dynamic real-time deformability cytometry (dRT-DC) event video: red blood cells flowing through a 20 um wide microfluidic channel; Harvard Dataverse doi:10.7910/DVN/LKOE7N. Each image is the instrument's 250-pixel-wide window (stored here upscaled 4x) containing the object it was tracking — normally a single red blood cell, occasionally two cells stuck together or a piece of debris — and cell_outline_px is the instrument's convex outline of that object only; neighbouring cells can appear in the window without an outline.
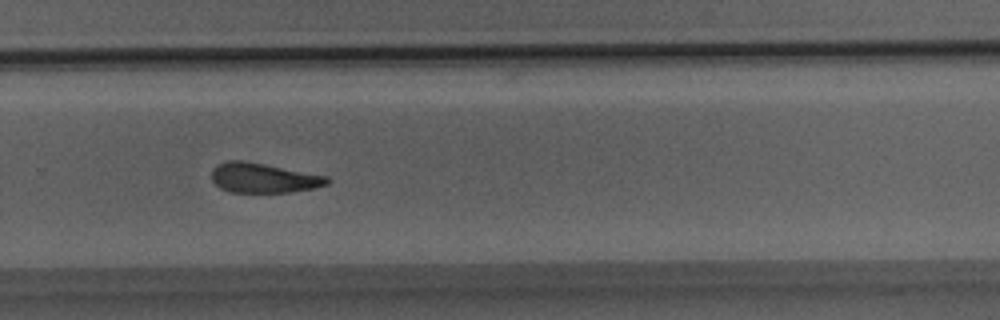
{"species": "Egyptian fruit bat (a non-hibernating species)", "species_latin": "Rousettus aegyptiacus", "temperature_condition": "room temperature", "stored_images_in_passage": 33, "camera_frame_rate_fps": 3000, "um_per_image_px": 0.085, "animal": {"sex": "male"}, "frame": {"image": 1, "passage_image": 21, "time_ms": 6.667, "image_size_px": [1000, 320], "cell_outline_px": [[332, 180], [328, 184], [312, 188], [288, 192], [232, 192], [220, 188], [212, 180], [212, 168], [216, 164], [228, 160], [244, 160], [328, 176]], "centroid_in_image_um": [22.38, 15.11], "position_along_channel_um": 307.4, "area_um2": 20.06}}
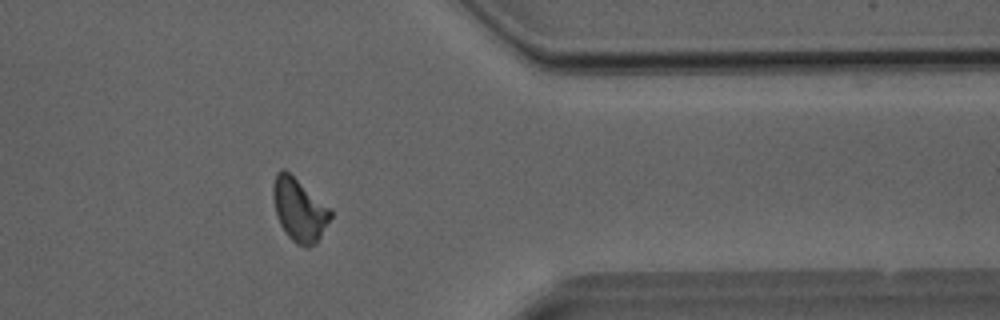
{"frame": {"image": 2, "passage_image": 26, "time_ms": 8.333, "image_size_px": [1000, 320], "cell_outline_px": [[332, 216], [316, 244], [308, 248], [304, 248], [296, 244], [288, 236], [280, 224], [276, 216], [272, 196], [272, 184], [276, 172], [280, 168], [284, 168], [328, 208], [332, 212]], "centroid_in_image_um": [25.39, 17.86], "position_along_channel_um": 386.0, "area_um2": 20.92}}
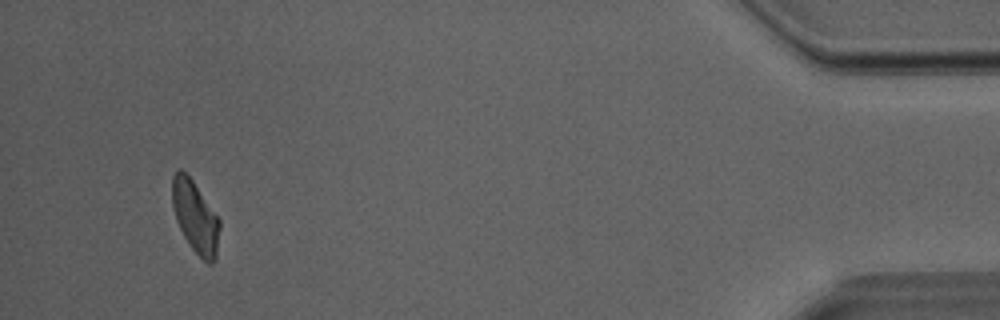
{"frame": {"image": 3, "passage_image": 31, "time_ms": 10.0, "image_size_px": [1000, 320], "cell_outline_px": [[220, 228], [216, 260], [212, 264], [208, 264], [192, 248], [184, 236], [176, 220], [172, 204], [172, 176], [180, 168], [192, 180], [220, 220]], "centroid_in_image_um": [16.61, 18.46], "position_along_channel_um": 418.6, "area_um2": 19.65}}